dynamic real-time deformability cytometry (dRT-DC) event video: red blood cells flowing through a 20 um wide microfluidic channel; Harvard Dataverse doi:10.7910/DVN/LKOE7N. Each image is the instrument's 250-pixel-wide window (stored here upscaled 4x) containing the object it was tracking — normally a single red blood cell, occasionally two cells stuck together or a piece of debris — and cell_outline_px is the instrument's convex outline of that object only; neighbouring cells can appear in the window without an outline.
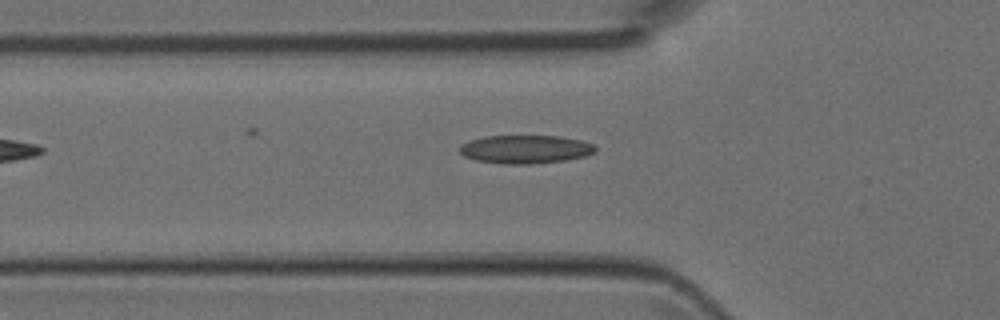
{"species": "Egyptian fruit bat (a non-hibernating species)", "species_latin": "Rousettus aegyptiacus", "temperature_condition": "room temperature", "stored_images_in_passage": 4, "camera_frame_rate_fps": 3000, "um_per_image_px": 0.085, "animal": {"sex": "female"}, "frame": {"image": 1, "passage_image": 4, "time_ms": 1.0, "image_size_px": [1000, 320], "cell_outline_px": [[596, 152], [584, 156], [564, 160], [532, 164], [504, 164], [476, 160], [464, 156], [460, 152], [460, 144], [468, 140], [484, 136], [560, 136], [584, 140], [592, 144], [596, 148]], "centroid_in_image_um": [44.65, 12.68], "position_along_channel_um": 81.2, "area_um2": 22.54}}